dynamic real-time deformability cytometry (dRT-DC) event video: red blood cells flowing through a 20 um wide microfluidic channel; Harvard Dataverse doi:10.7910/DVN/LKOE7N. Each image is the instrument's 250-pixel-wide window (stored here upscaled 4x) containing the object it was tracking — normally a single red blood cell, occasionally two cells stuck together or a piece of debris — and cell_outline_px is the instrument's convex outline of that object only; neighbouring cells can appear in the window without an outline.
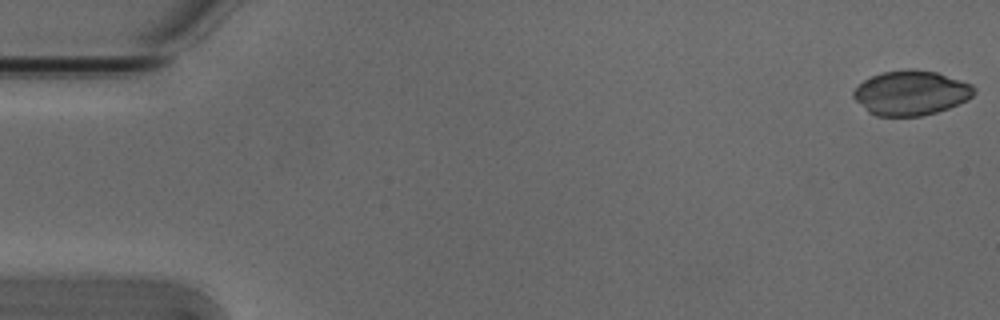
{"species": "Egyptian fruit bat (a non-hibernating species)", "species_latin": "Rousettus aegyptiacus", "temperature_condition": "cold", "stored_images_in_passage": 39, "camera_frame_rate_fps": 3000, "um_per_image_px": 0.085, "animal": {"sex": "male"}, "frame": {"image": 1, "passage_image": 1, "time_ms": 0.0, "image_size_px": [1000, 320], "cell_outline_px": [[976, 92], [968, 100], [948, 108], [936, 112], [920, 116], [876, 116], [868, 112], [852, 96], [852, 92], [864, 80], [872, 76], [884, 72], [908, 68], [916, 68], [936, 72], [972, 84], [976, 88]], "centroid_in_image_um": [77.45, 7.89], "position_along_channel_um": 7.6, "area_um2": 31.44}}